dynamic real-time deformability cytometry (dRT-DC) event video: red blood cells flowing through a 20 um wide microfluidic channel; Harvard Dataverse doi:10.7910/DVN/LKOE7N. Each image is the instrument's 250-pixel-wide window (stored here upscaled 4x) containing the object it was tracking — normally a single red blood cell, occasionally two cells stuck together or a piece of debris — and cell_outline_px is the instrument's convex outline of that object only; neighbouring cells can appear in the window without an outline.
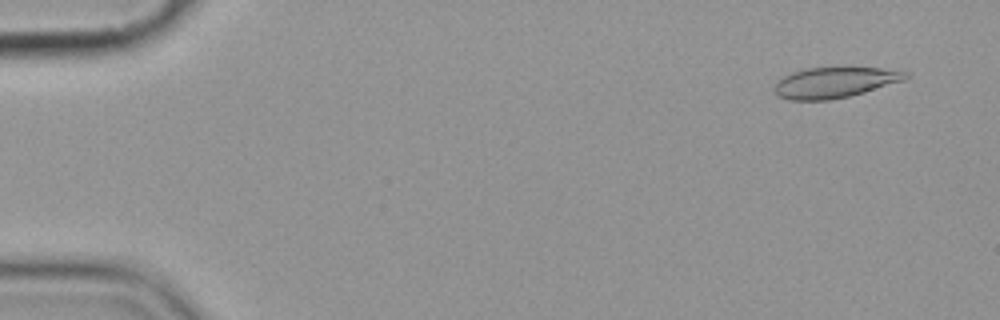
{"species": "common noctule bat (a hibernating species)", "species_latin": "Nyctalus noctula", "temperature_condition": "cold", "stored_images_in_passage": 6, "camera_frame_rate_fps": 3000, "um_per_image_px": 0.085, "animal": {"sex": "female", "body_mass_g": 19.9}, "frame": {"image": 1, "passage_image": 1, "time_ms": 0.0, "image_size_px": [1000, 320], "cell_outline_px": [[908, 76], [904, 80], [864, 92], [848, 96], [828, 100], [788, 100], [776, 96], [772, 88], [776, 80], [792, 72], [808, 68], [880, 68], [908, 72]], "centroid_in_image_um": [70.86, 7.02], "position_along_channel_um": 14.1, "area_um2": 23.35}}
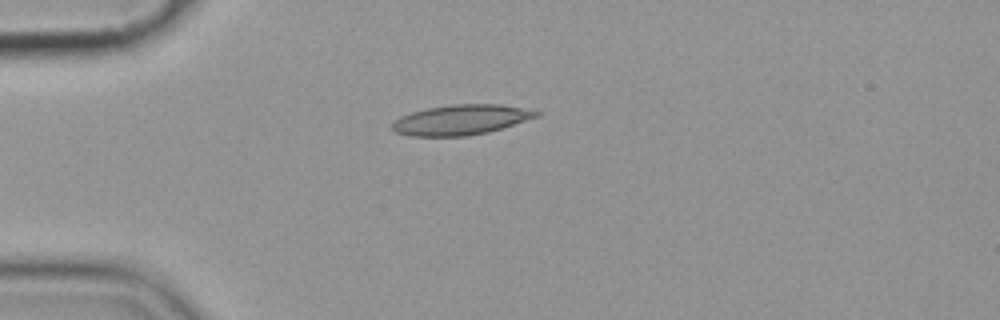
{"frame": {"image": 2, "passage_image": 4, "time_ms": 3.667, "image_size_px": [1000, 320], "cell_outline_px": [[540, 116], [488, 132], [464, 136], [412, 136], [396, 132], [392, 128], [392, 124], [400, 116], [412, 112], [428, 108], [452, 104], [500, 104], [540, 112]], "centroid_in_image_um": [39.17, 10.18], "position_along_channel_um": 45.8, "area_um2": 24.97}}
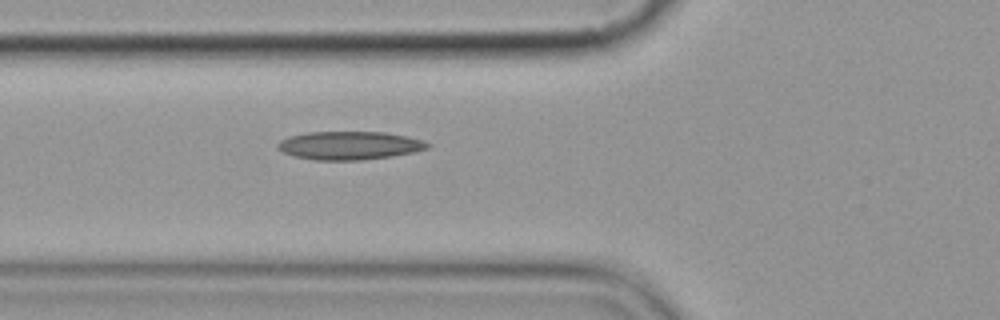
{"frame": {"image": 3, "passage_image": 6, "time_ms": 5.667, "image_size_px": [1000, 320], "cell_outline_px": [[432, 144], [428, 148], [416, 152], [392, 156], [360, 160], [316, 160], [292, 156], [276, 148], [276, 144], [280, 140], [292, 136], [308, 132], [384, 132], [408, 136], [424, 140]], "centroid_in_image_um": [29.74, 12.37], "position_along_channel_um": 96.1, "area_um2": 24.85}}